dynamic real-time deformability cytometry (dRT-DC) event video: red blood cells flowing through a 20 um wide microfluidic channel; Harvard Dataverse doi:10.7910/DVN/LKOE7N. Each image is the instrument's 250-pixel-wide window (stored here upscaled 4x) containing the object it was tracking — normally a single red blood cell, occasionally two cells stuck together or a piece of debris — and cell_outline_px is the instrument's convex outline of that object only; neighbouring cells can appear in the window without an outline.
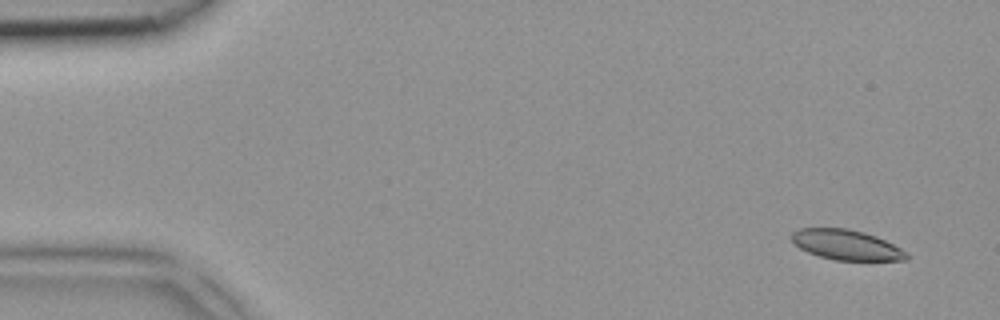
{"species": "common noctule bat (a hibernating species)", "species_latin": "Nyctalus noctula", "temperature_condition": "room temperature", "stored_images_in_passage": 4, "camera_frame_rate_fps": 3000, "um_per_image_px": 0.085, "animal": {"sex": "female", "body_mass_g": 18.4}, "frame": {"image": 1, "passage_image": 1, "time_ms": 0.0, "image_size_px": [1000, 320], "cell_outline_px": [[908, 260], [836, 260], [820, 256], [808, 252], [800, 248], [792, 240], [792, 232], [800, 228], [848, 228], [864, 232], [876, 236], [908, 252]], "centroid_in_image_um": [71.95, 20.8], "position_along_channel_um": 13.0, "area_um2": 20.0}}
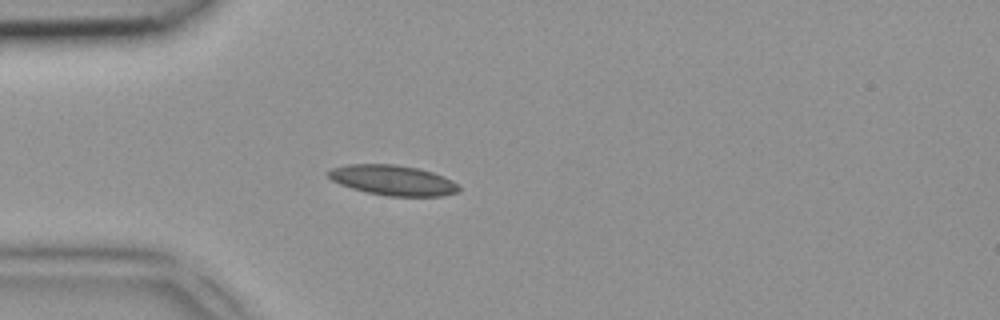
{"frame": {"image": 2, "passage_image": 4, "time_ms": 1.0, "image_size_px": [1000, 320], "cell_outline_px": [[460, 192], [444, 196], [388, 196], [368, 192], [352, 188], [340, 184], [332, 180], [328, 176], [328, 172], [332, 168], [348, 164], [392, 164], [420, 168], [444, 176], [452, 180], [460, 188]], "centroid_in_image_um": [33.43, 15.32], "position_along_channel_um": 51.6, "area_um2": 22.95}}